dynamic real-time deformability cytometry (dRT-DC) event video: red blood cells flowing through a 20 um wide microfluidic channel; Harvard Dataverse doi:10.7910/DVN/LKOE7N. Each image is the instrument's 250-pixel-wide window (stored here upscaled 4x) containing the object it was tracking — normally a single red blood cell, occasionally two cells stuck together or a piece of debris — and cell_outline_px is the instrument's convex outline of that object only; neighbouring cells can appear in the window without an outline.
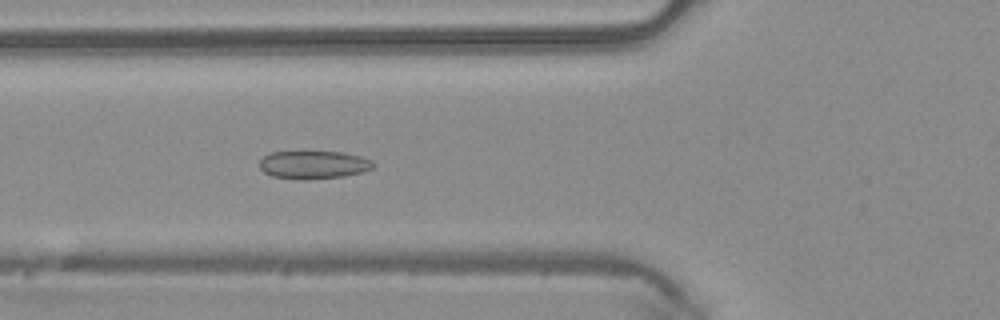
{"species": "common noctule bat (a hibernating species)", "species_latin": "Nyctalus noctula", "temperature_condition": "warm", "stored_images_in_passage": 22, "camera_frame_rate_fps": 3000, "um_per_image_px": 0.085, "animal": {"sex": "male", "body_mass_g": 20.4}, "frame": {"image": 1, "passage_image": 7, "time_ms": 2.0, "image_size_px": [1000, 320], "cell_outline_px": [[372, 168], [364, 172], [344, 176], [304, 180], [296, 180], [272, 176], [264, 172], [260, 168], [260, 160], [268, 152], [340, 152], [360, 156], [372, 160]], "centroid_in_image_um": [26.62, 14.02], "position_along_channel_um": 99.2, "area_um2": 18.61}}
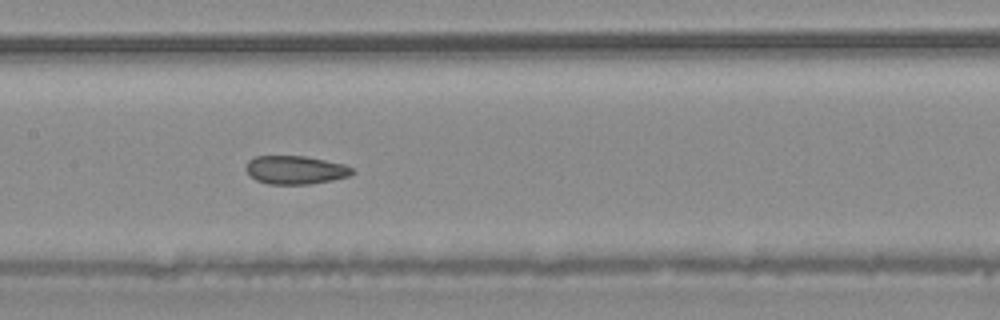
{"frame": {"image": 2, "passage_image": 13, "time_ms": 4.0, "image_size_px": [1000, 320], "cell_outline_px": [[352, 172], [348, 176], [332, 180], [308, 184], [268, 184], [256, 180], [244, 168], [248, 160], [256, 156], [304, 156], [344, 164], [352, 168]], "centroid_in_image_um": [25.07, 14.44], "position_along_channel_um": 182.3, "area_um2": 17.4}}
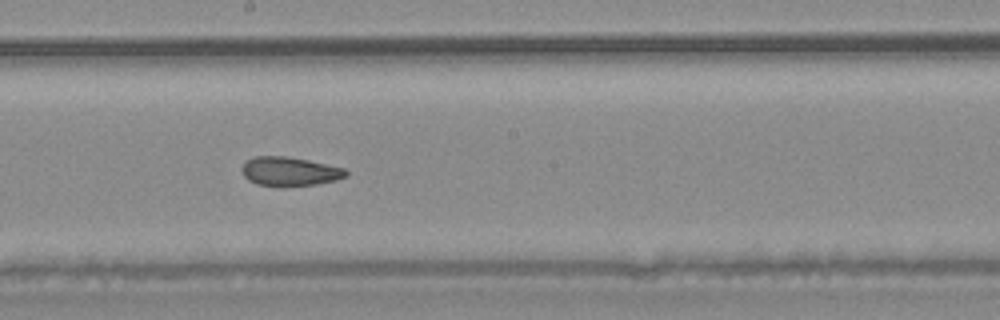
{"frame": {"image": 3, "passage_image": 16, "time_ms": 5.0, "image_size_px": [1000, 320], "cell_outline_px": [[348, 176], [336, 180], [316, 184], [280, 188], [256, 184], [248, 180], [244, 176], [240, 168], [248, 160], [256, 156], [288, 156], [308, 160], [344, 168], [348, 172]], "centroid_in_image_um": [24.61, 14.59], "position_along_channel_um": 223.6, "area_um2": 17.92}}